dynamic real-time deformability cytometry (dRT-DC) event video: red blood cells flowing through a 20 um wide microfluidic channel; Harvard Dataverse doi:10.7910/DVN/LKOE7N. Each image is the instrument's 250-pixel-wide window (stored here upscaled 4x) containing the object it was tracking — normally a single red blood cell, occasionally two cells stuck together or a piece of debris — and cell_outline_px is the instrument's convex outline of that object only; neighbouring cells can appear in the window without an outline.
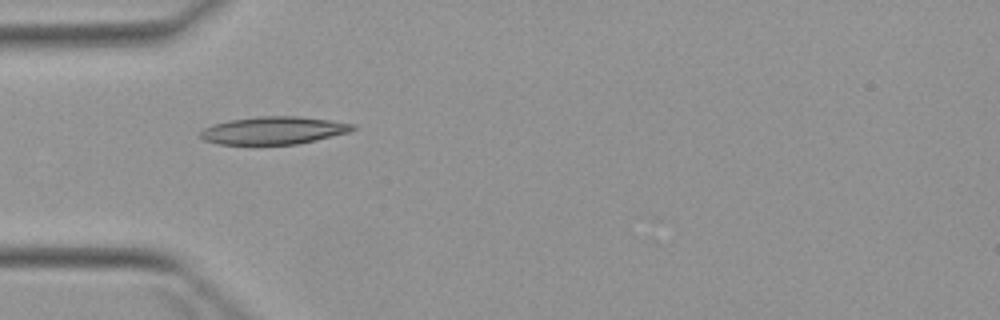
{"species": "Egyptian fruit bat (a non-hibernating species)", "species_latin": "Rousettus aegyptiacus", "temperature_condition": "warm", "stored_images_in_passage": 5, "camera_frame_rate_fps": 3000, "um_per_image_px": 0.085, "animal": {"sex": "female"}, "frame": {"image": 1, "passage_image": 4, "time_ms": 3.667, "image_size_px": [1000, 320], "cell_outline_px": [[356, 128], [348, 132], [316, 140], [296, 144], [220, 144], [204, 140], [200, 136], [200, 132], [204, 128], [212, 124], [232, 120], [260, 116], [296, 116], [328, 120], [356, 124]], "centroid_in_image_um": [23.26, 11.08], "position_along_channel_um": 61.7, "area_um2": 24.28}}
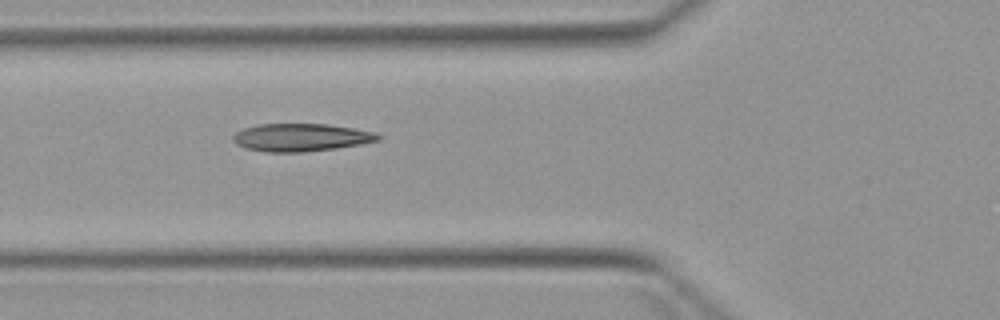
{"frame": {"image": 2, "passage_image": 5, "time_ms": 4.667, "image_size_px": [1000, 320], "cell_outline_px": [[384, 136], [380, 140], [360, 144], [336, 148], [304, 152], [264, 152], [244, 148], [236, 144], [232, 140], [232, 136], [236, 132], [244, 128], [260, 124], [328, 124], [376, 132]], "centroid_in_image_um": [25.59, 11.68], "position_along_channel_um": 100.2, "area_um2": 23.64}}